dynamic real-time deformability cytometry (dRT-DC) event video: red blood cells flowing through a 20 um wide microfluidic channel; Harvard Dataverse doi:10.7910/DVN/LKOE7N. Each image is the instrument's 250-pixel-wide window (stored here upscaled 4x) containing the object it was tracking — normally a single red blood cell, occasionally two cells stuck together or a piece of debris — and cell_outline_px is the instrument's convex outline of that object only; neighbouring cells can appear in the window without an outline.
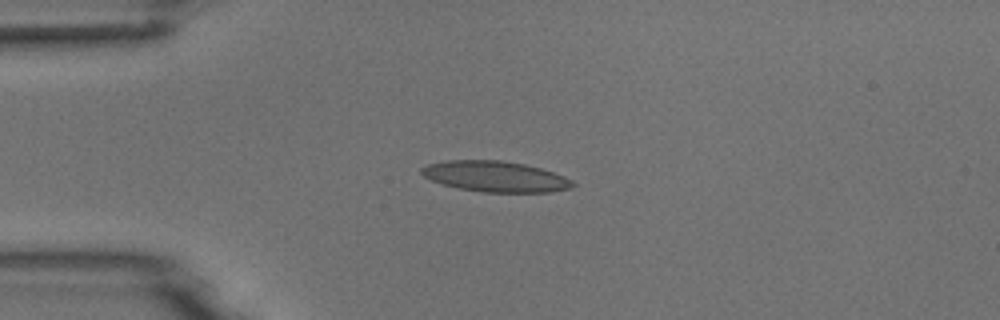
{"species": "common noctule bat (a hibernating species)", "species_latin": "Nyctalus noctula", "temperature_condition": "room temperature", "stored_images_in_passage": 8, "camera_frame_rate_fps": 3000, "um_per_image_px": 0.085, "animal": {"sex": "male", "body_mass_g": 18.8}, "frame": {"image": 1, "passage_image": 3, "time_ms": 3.0, "image_size_px": [1000, 320], "cell_outline_px": [[576, 184], [572, 188], [552, 192], [484, 192], [460, 188], [440, 184], [424, 176], [420, 172], [420, 168], [428, 164], [444, 160], [500, 160], [524, 164], [540, 168], [564, 176], [572, 180]], "centroid_in_image_um": [42.1, 15.0], "position_along_channel_um": 42.9, "area_um2": 27.11}}